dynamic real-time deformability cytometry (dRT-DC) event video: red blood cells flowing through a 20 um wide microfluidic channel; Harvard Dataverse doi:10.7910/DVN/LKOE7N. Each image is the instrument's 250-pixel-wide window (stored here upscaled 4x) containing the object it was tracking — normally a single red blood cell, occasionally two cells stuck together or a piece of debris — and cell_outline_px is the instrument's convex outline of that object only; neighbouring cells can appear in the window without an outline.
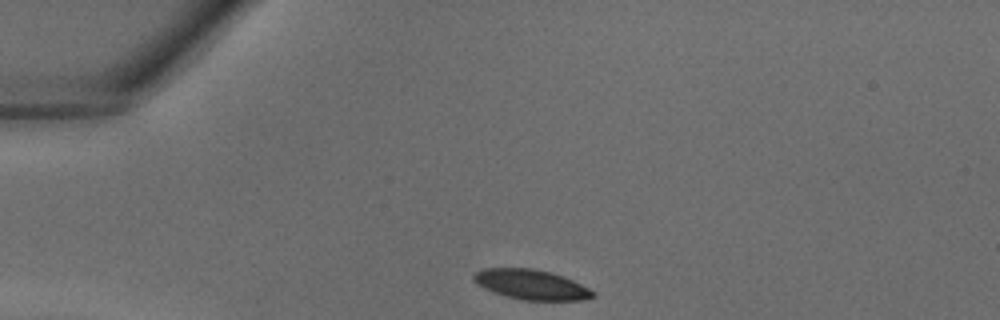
{"species": "common noctule bat (a hibernating species)", "species_latin": "Nyctalus noctula", "temperature_condition": "warm", "stored_images_in_passage": 31, "camera_frame_rate_fps": 3000, "um_per_image_px": 0.085, "animal": {"sex": "male", "body_mass_g": 18.8}, "frame": {"image": 1, "passage_image": 1, "time_ms": 0.0, "image_size_px": [1000, 320], "cell_outline_px": [[596, 296], [580, 300], [524, 300], [492, 292], [484, 288], [472, 280], [472, 276], [476, 272], [484, 268], [532, 268], [552, 272], [564, 276], [596, 292]], "centroid_in_image_um": [45.15, 24.18], "position_along_channel_um": 39.8, "area_um2": 20.75}}
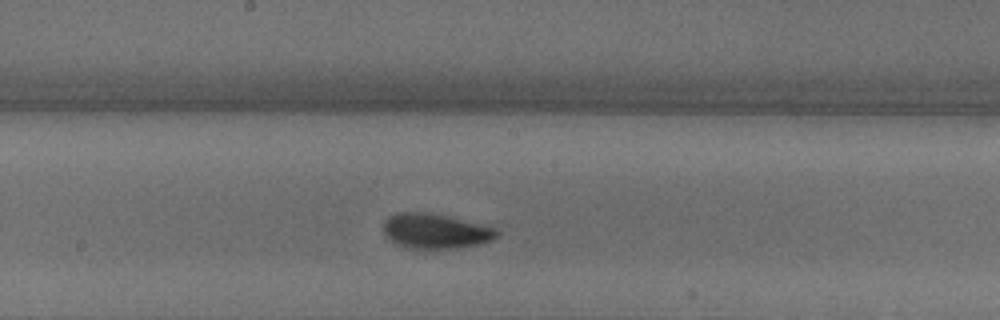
{"frame": {"image": 2, "passage_image": 13, "time_ms": 4.0, "image_size_px": [1000, 320], "cell_outline_px": [[500, 232], [492, 240], [480, 244], [460, 248], [408, 248], [396, 244], [388, 240], [384, 236], [384, 220], [388, 216], [396, 212], [428, 212], [448, 216], [496, 228]], "centroid_in_image_um": [36.98, 19.64], "position_along_channel_um": 211.2, "area_um2": 23.29}}
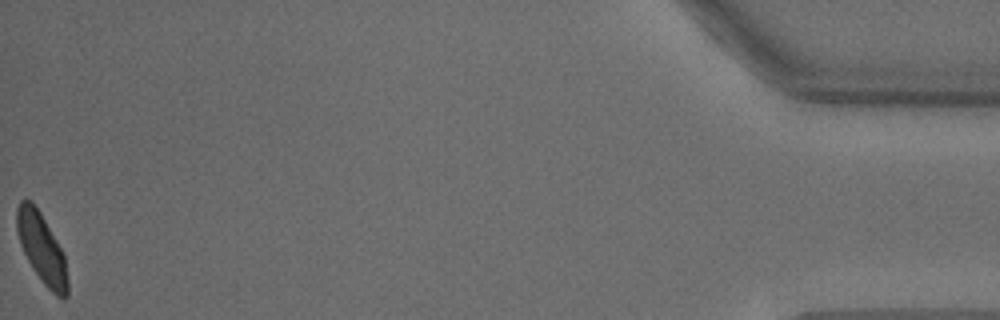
{"frame": {"image": 3, "passage_image": 31, "time_ms": 10.0, "image_size_px": [1000, 320], "cell_outline_px": [[68, 296], [64, 300], [56, 296], [40, 280], [32, 268], [20, 244], [16, 228], [16, 208], [20, 200], [32, 200], [40, 212], [64, 252], [68, 280]], "centroid_in_image_um": [3.56, 21.12], "position_along_channel_um": 431.6, "area_um2": 20.92}}